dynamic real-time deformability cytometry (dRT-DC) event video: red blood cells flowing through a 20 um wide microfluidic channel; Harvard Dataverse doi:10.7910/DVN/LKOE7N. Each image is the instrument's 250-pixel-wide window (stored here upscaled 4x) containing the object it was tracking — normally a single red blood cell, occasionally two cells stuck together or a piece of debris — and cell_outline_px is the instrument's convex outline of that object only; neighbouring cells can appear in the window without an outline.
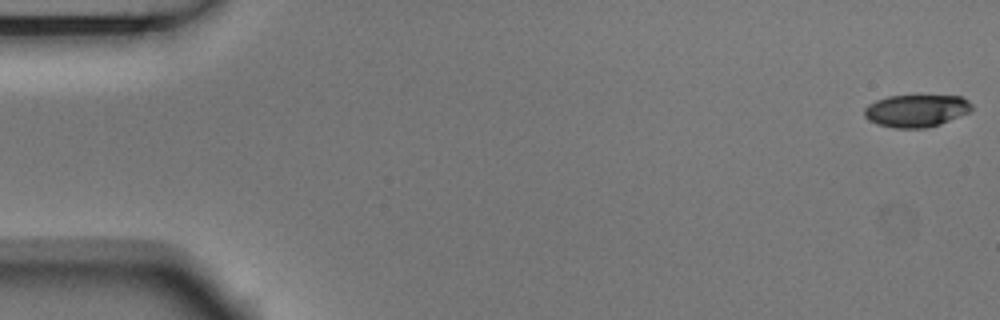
{"species": "Egyptian fruit bat (a non-hibernating species)", "species_latin": "Rousettus aegyptiacus", "temperature_condition": "room temperature", "stored_images_in_passage": 5, "camera_frame_rate_fps": 3000, "um_per_image_px": 0.085, "animal": {"sex": "male"}, "frame": {"image": 1, "passage_image": 1, "time_ms": 0.0, "image_size_px": [1000, 320], "cell_outline_px": [[972, 108], [968, 112], [940, 124], [924, 128], [892, 128], [876, 124], [868, 120], [864, 116], [864, 108], [868, 104], [876, 100], [888, 96], [960, 96], [968, 100], [972, 104]], "centroid_in_image_um": [77.83, 9.42], "position_along_channel_um": 7.2, "area_um2": 20.23}}
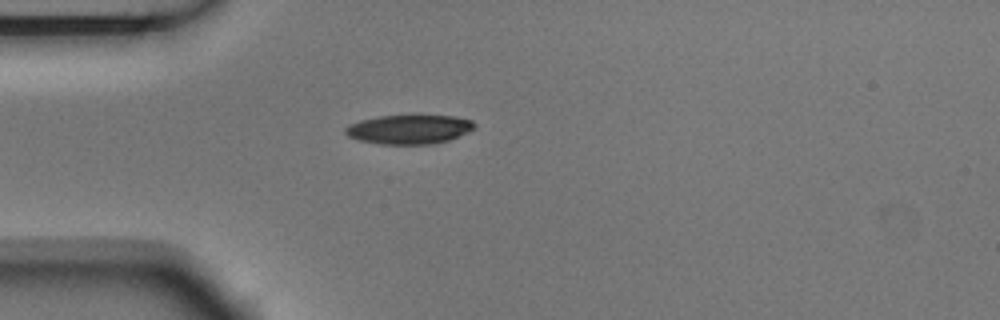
{"frame": {"image": 2, "passage_image": 4, "time_ms": 1.0, "image_size_px": [1000, 320], "cell_outline_px": [[476, 124], [472, 128], [448, 140], [432, 144], [380, 144], [360, 140], [348, 136], [344, 132], [344, 128], [348, 124], [360, 120], [380, 116], [452, 116], [472, 120]], "centroid_in_image_um": [34.7, 10.99], "position_along_channel_um": 50.3, "area_um2": 21.56}}